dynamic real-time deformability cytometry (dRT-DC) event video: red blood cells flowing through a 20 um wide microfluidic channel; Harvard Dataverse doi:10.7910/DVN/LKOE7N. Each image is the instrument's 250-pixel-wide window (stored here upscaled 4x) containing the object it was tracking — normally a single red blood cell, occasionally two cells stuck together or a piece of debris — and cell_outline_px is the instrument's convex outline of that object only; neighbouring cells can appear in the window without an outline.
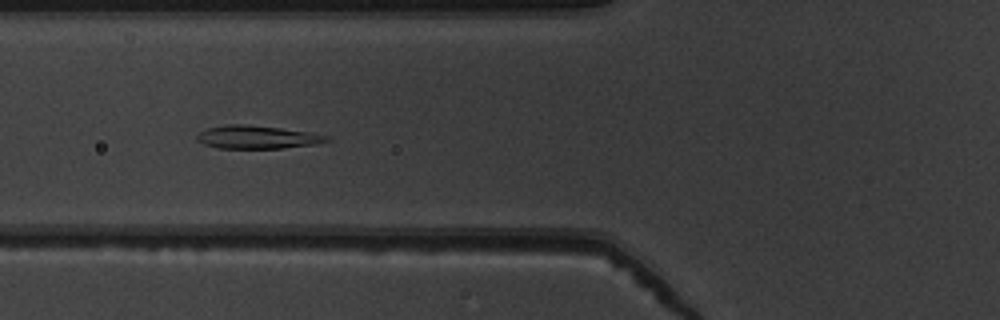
{"species": "common noctule bat (a hibernating species)", "species_latin": "Nyctalus noctula", "temperature_condition": "warm", "stored_images_in_passage": 40, "camera_frame_rate_fps": 3000, "um_per_image_px": 0.085, "animal": {"sex": "male", "body_mass_g": 19.5, "forearm_length_mm": 54.6}, "frame": {"image": 1, "passage_image": 8, "time_ms": 2.333, "image_size_px": [1000, 320], "cell_outline_px": [[332, 140], [316, 144], [284, 148], [216, 148], [204, 144], [196, 140], [196, 136], [200, 132], [208, 128], [228, 124], [244, 124], [280, 128], [312, 132], [328, 136]], "centroid_in_image_um": [21.88, 11.66], "position_along_channel_um": 103.9, "area_um2": 17.51}}
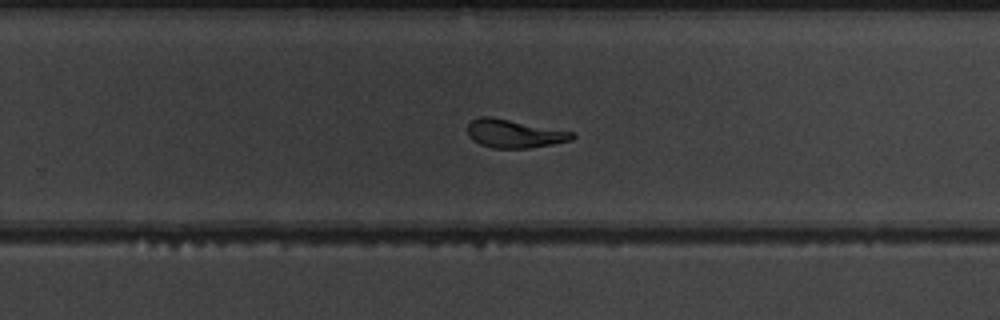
{"frame": {"image": 2, "passage_image": 22, "time_ms": 7.0, "image_size_px": [1000, 320], "cell_outline_px": [[576, 136], [572, 140], [552, 144], [528, 148], [492, 148], [480, 144], [472, 140], [468, 136], [468, 124], [472, 120], [480, 116], [492, 116], [576, 132]], "centroid_in_image_um": [43.73, 11.35], "position_along_channel_um": 286.1, "area_um2": 17.51}}
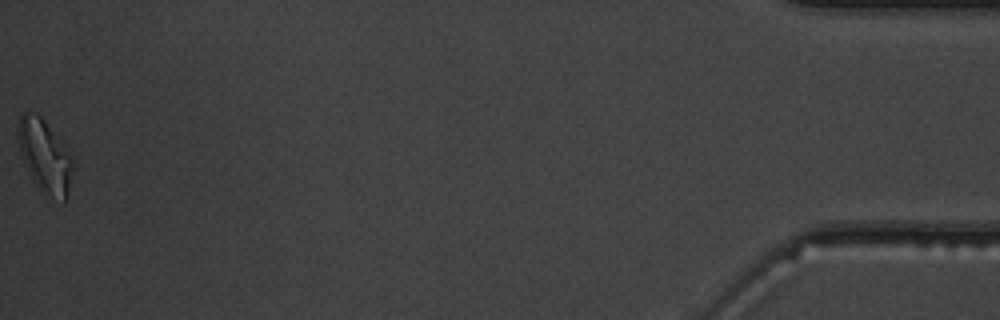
{"frame": {"image": 3, "passage_image": 40, "time_ms": 13.0, "image_size_px": [1000, 320], "cell_outline_px": [[76, 164], [68, 196], [64, 204], [40, 192], [32, 180], [20, 152], [20, 116], [24, 112], [36, 112], [44, 120]], "centroid_in_image_um": [3.87, 13.4], "position_along_channel_um": 431.3, "area_um2": 23.12}, "authors_computed_cell_mechanics": {"area_um2": 17.7157, "velocity_mm_per_s": 3.9094, "shape_relaxation_time_tau1_ms": 3.7274, "shape_relaxation_time_tau2_ms": 1.4794, "deformation_change_tau1": 0.1987, "deformation_change_tau2": 0.0859}}